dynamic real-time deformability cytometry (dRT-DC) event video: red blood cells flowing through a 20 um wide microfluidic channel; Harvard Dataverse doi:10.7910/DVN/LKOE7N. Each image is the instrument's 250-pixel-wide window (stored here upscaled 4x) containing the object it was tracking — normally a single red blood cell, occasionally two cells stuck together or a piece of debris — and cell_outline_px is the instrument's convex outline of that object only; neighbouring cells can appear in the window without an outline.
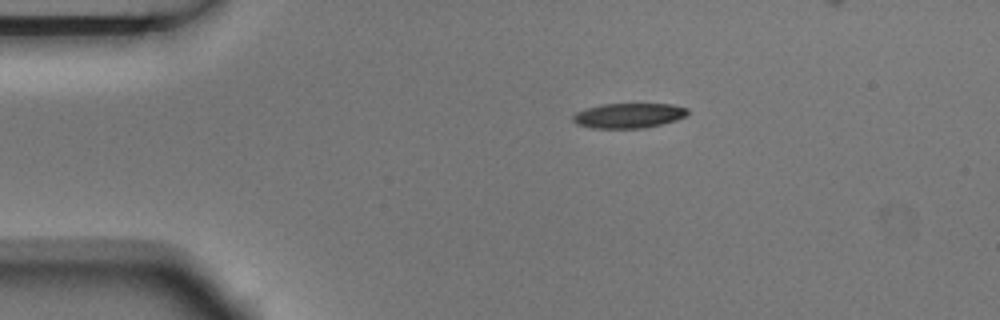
{"species": "Egyptian fruit bat (a non-hibernating species)", "species_latin": "Rousettus aegyptiacus", "temperature_condition": "room temperature", "stored_images_in_passage": 6, "camera_frame_rate_fps": 3000, "um_per_image_px": 0.085, "animal": {"sex": "male"}, "frame": {"image": 1, "passage_image": 6, "time_ms": 1.667, "image_size_px": [1000, 320], "cell_outline_px": [[688, 116], [676, 120], [644, 128], [592, 128], [576, 124], [572, 120], [572, 116], [576, 112], [600, 104], [672, 104], [688, 108]], "centroid_in_image_um": [53.44, 9.82], "position_along_channel_um": 31.6, "area_um2": 16.7}}